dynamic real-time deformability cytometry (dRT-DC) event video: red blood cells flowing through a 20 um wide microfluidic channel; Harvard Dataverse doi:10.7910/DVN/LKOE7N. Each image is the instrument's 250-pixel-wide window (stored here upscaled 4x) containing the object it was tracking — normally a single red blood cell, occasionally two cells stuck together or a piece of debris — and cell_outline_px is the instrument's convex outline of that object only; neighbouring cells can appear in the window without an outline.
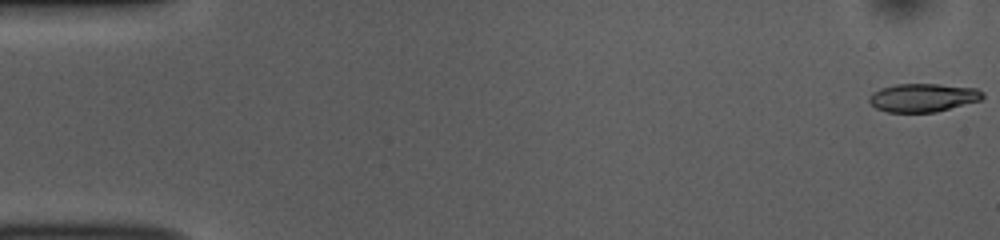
{"species": "common noctule bat (a hibernating species)", "species_latin": "Nyctalus noctula", "temperature_condition": "room temperature", "stored_images_in_passage": 52, "camera_frame_rate_fps": 3000, "um_per_image_px": 0.085, "animal": {"sex": "female", "body_mass_g": 10.0, "forearm_length_mm": 53.1}, "frame": {"image": 1, "passage_image": 1, "time_ms": 0.0, "image_size_px": [1000, 240], "cell_outline_px": [[984, 96], [980, 100], [936, 112], [888, 112], [876, 108], [868, 100], [868, 96], [872, 92], [880, 88], [896, 84], [940, 84], [976, 88], [984, 92]], "centroid_in_image_um": [78.44, 8.29], "position_along_channel_um": 6.6, "area_um2": 18.79}}
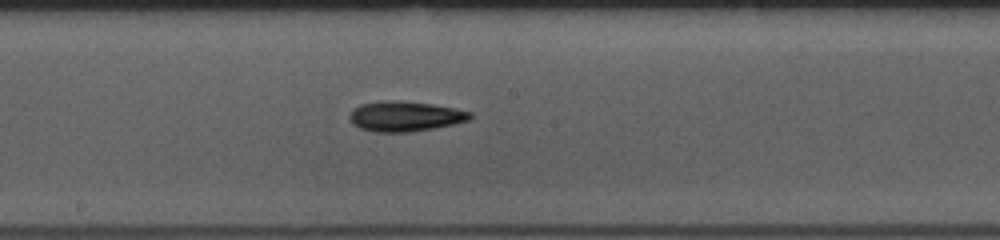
{"frame": {"image": 2, "passage_image": 28, "time_ms": 9.0, "image_size_px": [1000, 240], "cell_outline_px": [[472, 116], [468, 120], [452, 124], [432, 128], [408, 132], [376, 132], [360, 128], [352, 124], [348, 120], [348, 116], [352, 108], [360, 104], [380, 100], [400, 100], [432, 104], [472, 112]], "centroid_in_image_um": [34.34, 9.87], "position_along_channel_um": 213.9, "area_um2": 21.27}}
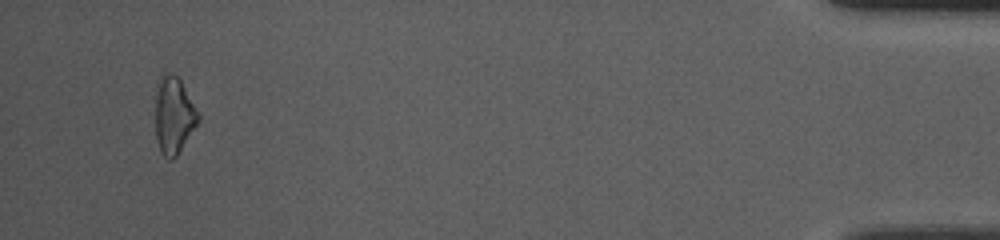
{"frame": {"image": 3, "passage_image": 50, "time_ms": 16.333, "image_size_px": [1000, 240], "cell_outline_px": [[200, 120], [176, 156], [172, 160], [168, 160], [160, 152], [156, 140], [156, 84], [160, 76], [164, 72], [168, 72], [176, 76], [180, 80], [200, 116]], "centroid_in_image_um": [14.75, 9.81], "position_along_channel_um": 420.5, "area_um2": 19.13}, "authors_computed_cell_mechanics": {"area_um2": 19.3919, "velocity_mm_per_s": 3.8632, "shape_relaxation_time_tau1_ms": 3.5909, "shape_relaxation_time_tau2_ms": 6.7562, "deformation_change_tau1": 0.1295, "deformation_change_tau2": 0.1745}}